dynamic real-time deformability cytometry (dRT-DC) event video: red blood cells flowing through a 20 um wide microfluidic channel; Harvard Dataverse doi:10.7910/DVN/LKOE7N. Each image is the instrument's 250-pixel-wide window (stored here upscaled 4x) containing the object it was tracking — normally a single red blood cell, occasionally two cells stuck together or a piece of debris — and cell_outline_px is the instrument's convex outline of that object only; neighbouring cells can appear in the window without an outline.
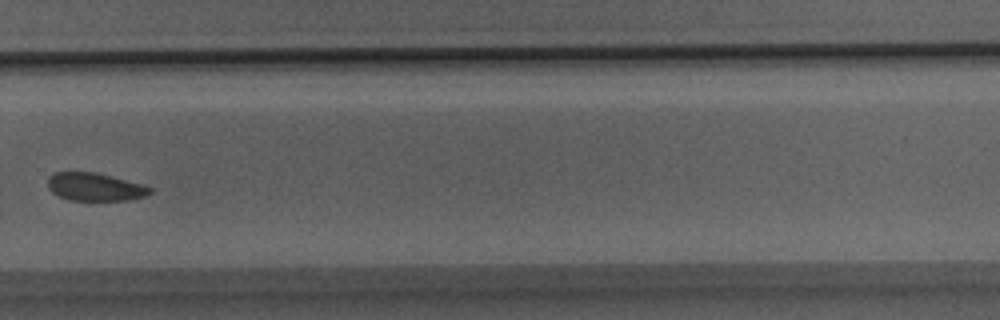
{"species": "Egyptian fruit bat (a non-hibernating species)", "species_latin": "Rousettus aegyptiacus", "temperature_condition": "room temperature", "stored_images_in_passage": 23, "camera_frame_rate_fps": 3000, "um_per_image_px": 0.085, "animal": {"sex": "male"}, "frame": {"image": 1, "passage_image": 14, "time_ms": 4.333, "image_size_px": [1000, 320], "cell_outline_px": [[152, 192], [144, 196], [128, 200], [68, 200], [52, 192], [48, 188], [48, 176], [56, 172], [96, 172], [144, 184], [152, 188]], "centroid_in_image_um": [8.08, 15.88], "position_along_channel_um": 321.7, "area_um2": 16.7}}